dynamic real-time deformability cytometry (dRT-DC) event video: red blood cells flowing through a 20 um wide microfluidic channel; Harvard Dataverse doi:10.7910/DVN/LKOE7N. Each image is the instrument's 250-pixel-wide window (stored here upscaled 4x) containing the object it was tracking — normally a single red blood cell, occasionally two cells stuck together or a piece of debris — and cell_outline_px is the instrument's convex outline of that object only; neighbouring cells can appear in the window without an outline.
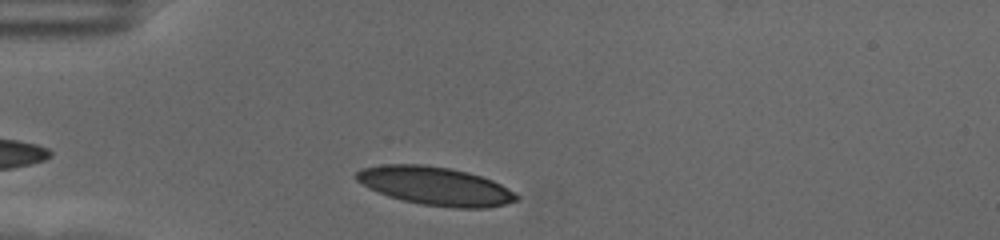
{"species": "human", "species_latin": "Homo sapiens", "temperature_condition": "cold", "stored_images_in_passage": 34, "camera_frame_rate_fps": 3000, "um_per_image_px": 0.085, "donor": {"sex": "female"}, "frame": {"image": 1, "passage_image": 2, "time_ms": 0.333, "image_size_px": [1000, 240], "cell_outline_px": [[520, 200], [488, 208], [452, 208], [420, 204], [388, 196], [368, 188], [356, 180], [352, 176], [360, 168], [384, 164], [424, 164], [452, 168], [468, 172], [492, 180], [500, 184], [520, 196]], "centroid_in_image_um": [36.97, 15.8], "position_along_channel_um": 48.0, "area_um2": 36.13}}
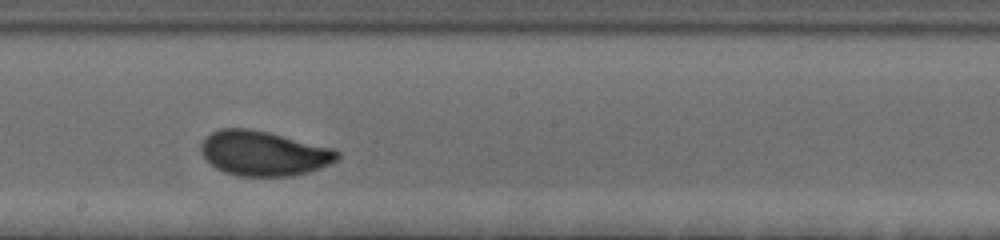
{"frame": {"image": 2, "passage_image": 19, "time_ms": 6.0, "image_size_px": [1000, 240], "cell_outline_px": [[340, 156], [336, 160], [320, 168], [308, 172], [292, 176], [240, 176], [224, 172], [216, 168], [204, 156], [200, 148], [200, 144], [212, 132], [220, 128], [248, 128], [268, 132], [336, 148], [340, 152]], "centroid_in_image_um": [22.45, 13.03], "position_along_channel_um": 225.8, "area_um2": 35.6}}
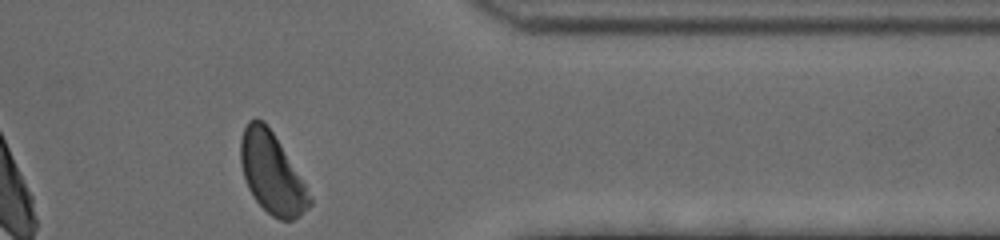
{"frame": {"image": 3, "passage_image": 34, "time_ms": 11.0, "image_size_px": [1000, 240], "cell_outline_px": [[312, 204], [308, 208], [292, 220], [280, 220], [272, 216], [256, 200], [248, 188], [240, 164], [240, 140], [244, 128], [248, 120], [256, 116], [264, 120], [280, 144], [304, 184], [312, 200]], "centroid_in_image_um": [23.06, 14.69], "position_along_channel_um": 388.3, "area_um2": 31.91}, "authors_computed_cell_mechanics": {"area_um2": 34.9979, "velocity_mm_per_s": 3.5021, "shape_relaxation_time_tau1_ms": 2.8801, "shape_relaxation_time_tau2_ms": null, "deformation_change_tau1": 0.132, "deformation_change_tau2": null}}